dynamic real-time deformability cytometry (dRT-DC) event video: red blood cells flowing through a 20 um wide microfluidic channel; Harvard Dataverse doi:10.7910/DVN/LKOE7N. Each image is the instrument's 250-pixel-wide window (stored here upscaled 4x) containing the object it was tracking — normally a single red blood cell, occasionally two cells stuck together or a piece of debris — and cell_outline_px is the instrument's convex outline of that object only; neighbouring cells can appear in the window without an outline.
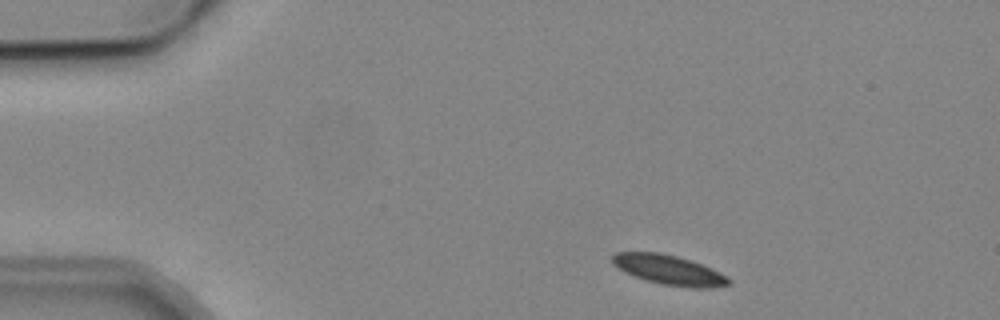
{"species": "common noctule bat (a hibernating species)", "species_latin": "Nyctalus noctula", "temperature_condition": "cold", "stored_images_in_passage": 3, "camera_frame_rate_fps": 3000, "um_per_image_px": 0.085, "animal": {"sex": "male", "body_mass_g": 19.2, "forearm_length_mm": 51.8}, "frame": {"image": 1, "passage_image": 1, "time_ms": 0.0, "image_size_px": [1000, 320], "cell_outline_px": [[732, 280], [728, 284], [712, 288], [692, 288], [660, 284], [644, 280], [624, 272], [616, 268], [612, 264], [612, 256], [616, 252], [660, 252], [692, 260]], "centroid_in_image_um": [56.78, 22.94], "position_along_channel_um": 28.2, "area_um2": 20.06}}